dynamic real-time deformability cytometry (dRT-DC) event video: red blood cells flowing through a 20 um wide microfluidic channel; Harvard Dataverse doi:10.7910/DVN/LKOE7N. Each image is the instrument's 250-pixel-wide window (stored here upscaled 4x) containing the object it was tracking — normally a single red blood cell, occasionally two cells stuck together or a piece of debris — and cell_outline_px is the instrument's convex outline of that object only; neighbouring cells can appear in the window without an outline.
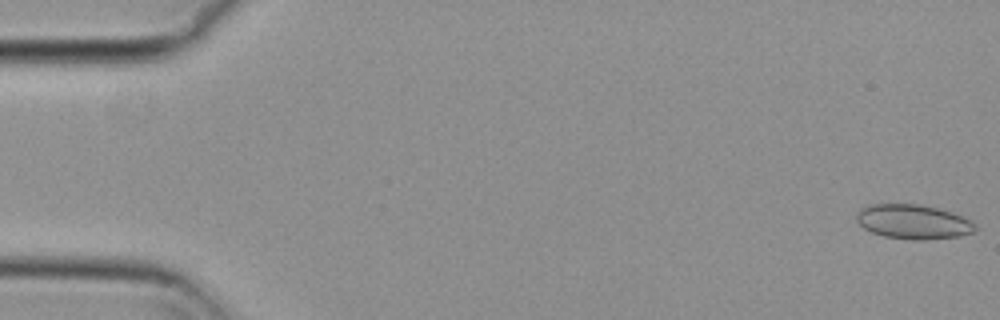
{"species": "common noctule bat (a hibernating species)", "species_latin": "Nyctalus noctula", "temperature_condition": "cold", "stored_images_in_passage": 56, "camera_frame_rate_fps": 3000, "um_per_image_px": 0.085, "animal": {"sex": "female", "body_mass_g": 29.2, "forearm_length_mm": 56.3}, "frame": {"image": 1, "passage_image": 1, "time_ms": 0.0, "image_size_px": [1000, 320], "cell_outline_px": [[976, 228], [972, 232], [960, 236], [924, 240], [908, 240], [884, 236], [872, 232], [864, 228], [856, 220], [856, 212], [860, 208], [868, 204], [920, 204], [952, 212], [976, 224]], "centroid_in_image_um": [77.58, 18.85], "position_along_channel_um": 7.4, "area_um2": 23.87}}
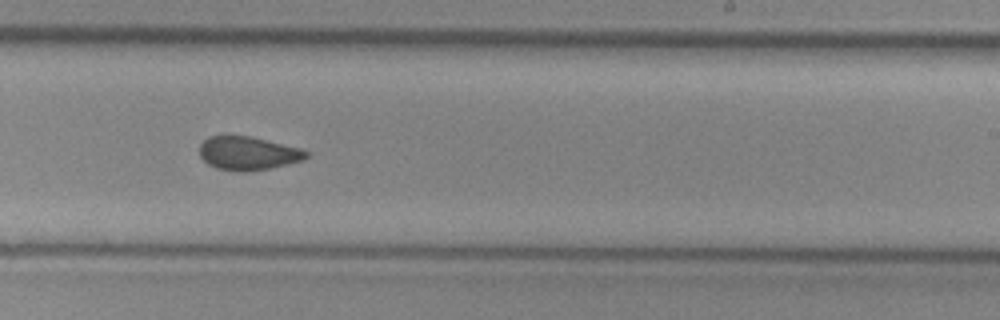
{"frame": {"image": 2, "passage_image": 34, "time_ms": 11.0, "image_size_px": [1000, 320], "cell_outline_px": [[308, 156], [304, 160], [272, 168], [248, 172], [236, 172], [216, 168], [208, 164], [200, 156], [200, 144], [208, 136], [252, 136], [300, 148], [308, 152]], "centroid_in_image_um": [21.09, 13.04], "position_along_channel_um": 267.9, "area_um2": 21.04}}
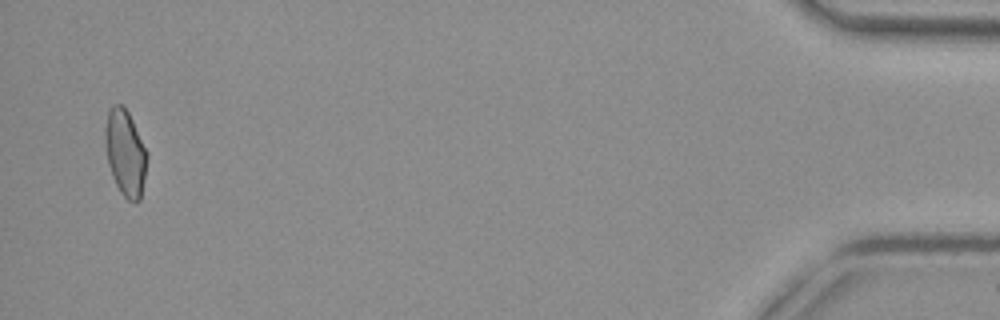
{"frame": {"image": 3, "passage_image": 54, "time_ms": 17.667, "image_size_px": [1000, 320], "cell_outline_px": [[148, 156], [140, 200], [136, 204], [132, 204], [120, 192], [112, 176], [108, 164], [104, 144], [104, 128], [108, 112], [112, 104], [120, 104], [128, 112], [148, 152]], "centroid_in_image_um": [10.64, 13.01], "position_along_channel_um": 424.6, "area_um2": 21.27}, "authors_computed_cell_mechanics": {"area_um2": 21.5883, "velocity_mm_per_s": 3.7155, "shape_relaxation_time_tau1_ms": null, "shape_relaxation_time_tau2_ms": 2.4934, "deformation_change_tau1": null, "deformation_change_tau2": 0.0667}}